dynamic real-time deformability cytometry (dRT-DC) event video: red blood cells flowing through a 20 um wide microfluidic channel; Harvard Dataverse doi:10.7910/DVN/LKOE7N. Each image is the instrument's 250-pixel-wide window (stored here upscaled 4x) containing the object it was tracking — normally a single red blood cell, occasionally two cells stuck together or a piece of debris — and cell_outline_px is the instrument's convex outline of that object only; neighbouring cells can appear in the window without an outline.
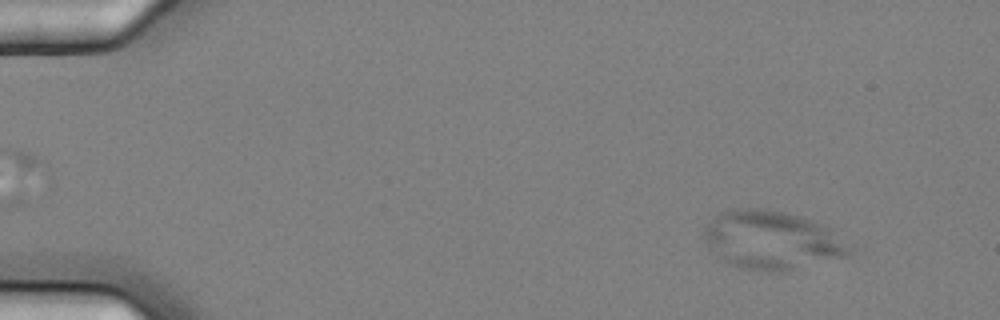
{"species": "common noctule bat (a hibernating species)", "species_latin": "Nyctalus noctula", "temperature_condition": "cold", "stored_images_in_passage": 5, "camera_frame_rate_fps": 3000, "um_per_image_px": 0.085, "animal": {"sex": "female", "body_mass_g": 25.1}, "frame": {"image": 1, "passage_image": 1, "time_ms": 0.0, "image_size_px": [1000, 320], "cell_outline_px": [[852, 256], [788, 272], [768, 272], [740, 268], [716, 256], [704, 240], [704, 232], [708, 224], [720, 212], [732, 208], [760, 208], [784, 212], [800, 216], [824, 224], [852, 252]], "centroid_in_image_um": [65.61, 20.44], "position_along_channel_um": 19.4, "area_um2": 49.71}}
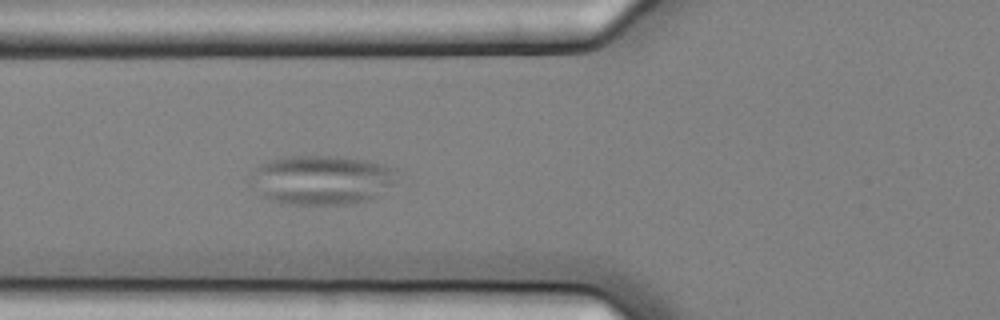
{"frame": {"image": 2, "passage_image": 5, "time_ms": 1.333, "image_size_px": [1000, 320], "cell_outline_px": [[396, 168], [392, 184], [368, 200], [348, 204], [280, 204], [260, 196], [248, 184], [248, 176], [260, 164], [268, 160], [280, 156], [340, 156], [364, 160]], "centroid_in_image_um": [27.19, 15.29], "position_along_channel_um": 98.6, "area_um2": 42.43}}